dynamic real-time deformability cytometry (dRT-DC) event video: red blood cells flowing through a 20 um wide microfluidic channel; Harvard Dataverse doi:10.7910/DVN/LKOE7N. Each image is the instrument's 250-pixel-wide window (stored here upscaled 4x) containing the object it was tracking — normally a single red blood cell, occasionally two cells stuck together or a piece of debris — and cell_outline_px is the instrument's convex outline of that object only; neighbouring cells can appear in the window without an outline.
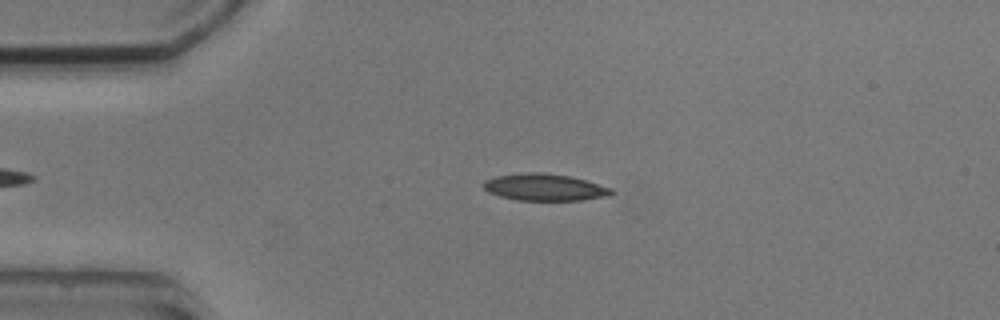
{"species": "common noctule bat (a hibernating species)", "species_latin": "Nyctalus noctula", "temperature_condition": "cold", "stored_images_in_passage": 4, "camera_frame_rate_fps": 3000, "um_per_image_px": 0.085, "animal": {"sex": "male", "body_mass_g": 20.5, "forearm_length_mm": 52.5}, "frame": {"image": 1, "passage_image": 4, "time_ms": 4.333, "image_size_px": [1000, 320], "cell_outline_px": [[612, 192], [608, 196], [580, 200], [516, 200], [500, 196], [488, 192], [484, 188], [484, 180], [496, 176], [528, 172], [540, 172], [568, 176], [584, 180], [612, 188]], "centroid_in_image_um": [46.26, 15.92], "position_along_channel_um": 38.7, "area_um2": 19.77}}